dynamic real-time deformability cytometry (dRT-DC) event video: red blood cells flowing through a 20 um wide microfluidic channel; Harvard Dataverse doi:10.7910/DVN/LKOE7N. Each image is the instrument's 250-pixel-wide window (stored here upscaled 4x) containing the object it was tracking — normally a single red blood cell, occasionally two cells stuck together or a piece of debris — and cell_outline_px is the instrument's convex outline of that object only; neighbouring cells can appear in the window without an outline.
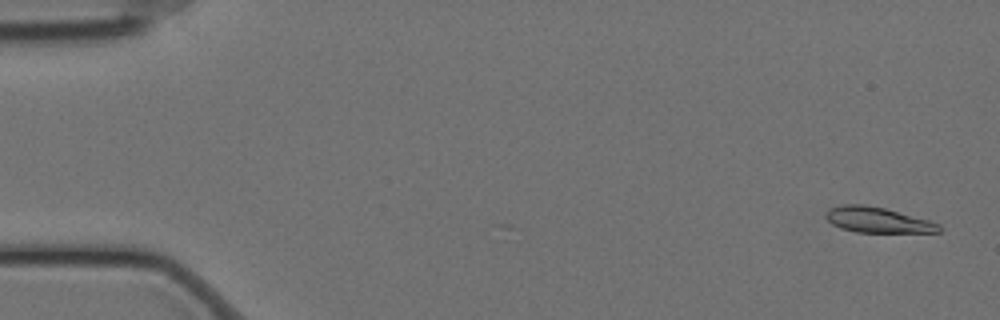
{"species": "Egyptian fruit bat (a non-hibernating species)", "species_latin": "Rousettus aegyptiacus", "temperature_condition": "cold", "stored_images_in_passage": 58, "camera_frame_rate_fps": 3000, "um_per_image_px": 0.085, "animal": {"sex": "female"}, "frame": {"image": 1, "passage_image": 2, "time_ms": 0.333, "image_size_px": [1000, 320], "cell_outline_px": [[944, 228], [940, 232], [856, 232], [840, 228], [832, 224], [824, 216], [832, 208], [844, 204], [864, 204], [884, 208], [928, 220], [940, 224]], "centroid_in_image_um": [74.62, 18.7], "position_along_channel_um": 10.4, "area_um2": 16.65}}
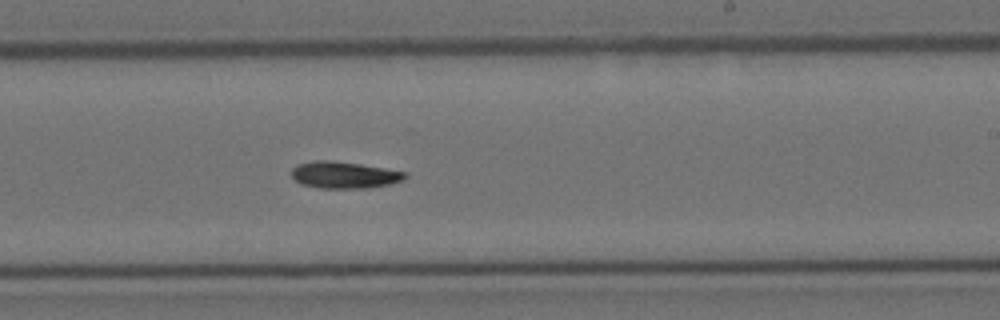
{"frame": {"image": 2, "passage_image": 35, "time_ms": 11.333, "image_size_px": [1000, 320], "cell_outline_px": [[408, 176], [404, 180], [388, 184], [368, 188], [320, 188], [300, 184], [292, 176], [292, 168], [296, 164], [316, 160], [328, 160], [360, 164], [408, 172]], "centroid_in_image_um": [29.26, 14.87], "position_along_channel_um": 259.7, "area_um2": 17.74}}
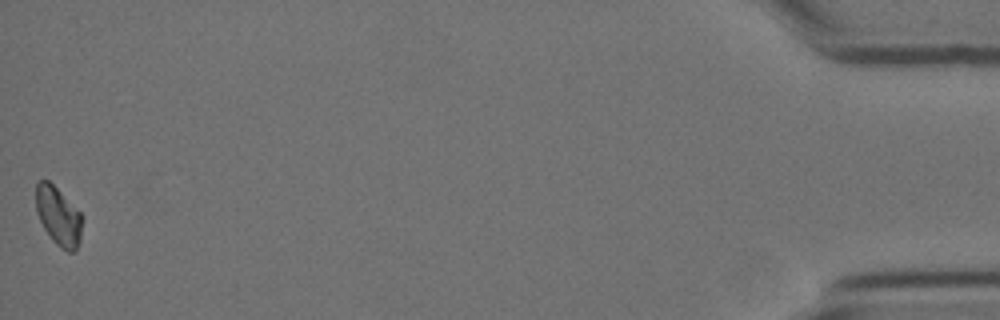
{"frame": {"image": 3, "passage_image": 58, "time_ms": 19.0, "image_size_px": [1000, 320], "cell_outline_px": [[84, 216], [80, 240], [76, 252], [68, 252], [60, 248], [52, 240], [44, 228], [36, 212], [36, 180], [48, 180]], "centroid_in_image_um": [4.98, 18.4], "position_along_channel_um": 430.2, "area_um2": 15.95}, "authors_computed_cell_mechanics": {"area_um2": 17.1666, "velocity_mm_per_s": 3.4783, "shape_relaxation_time_tau1_ms": 4.8132, "shape_relaxation_time_tau2_ms": null, "deformation_change_tau1": 0.1459, "deformation_change_tau2": null}}